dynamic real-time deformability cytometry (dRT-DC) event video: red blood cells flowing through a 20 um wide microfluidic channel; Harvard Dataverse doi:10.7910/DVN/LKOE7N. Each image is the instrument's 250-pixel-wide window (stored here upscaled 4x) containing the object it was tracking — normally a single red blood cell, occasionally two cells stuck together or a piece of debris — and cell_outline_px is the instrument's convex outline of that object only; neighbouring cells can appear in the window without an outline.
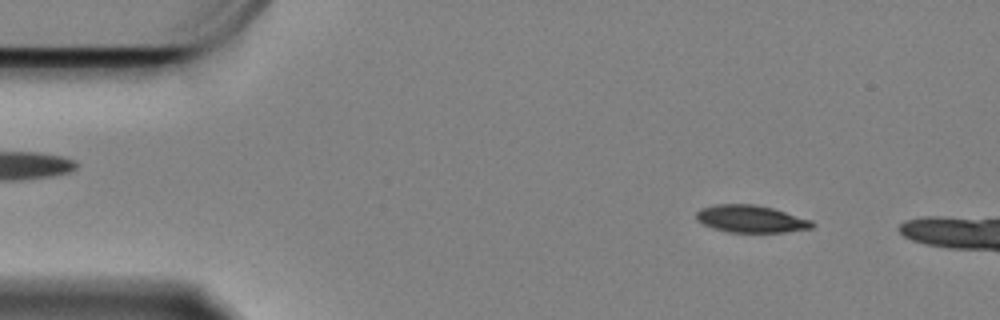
{"species": "Egyptian fruit bat (a non-hibernating species)", "species_latin": "Rousettus aegyptiacus", "temperature_condition": "cold", "stored_images_in_passage": 12, "camera_frame_rate_fps": 3000, "um_per_image_px": 0.085, "animal": {"sex": "female"}, "frame": {"image": 1, "passage_image": 7, "time_ms": 2.0, "image_size_px": [1000, 320], "cell_outline_px": [[816, 224], [812, 228], [784, 232], [728, 232], [712, 228], [696, 220], [696, 212], [700, 208], [716, 204], [756, 204], [772, 208], [812, 220]], "centroid_in_image_um": [63.81, 18.6], "position_along_channel_um": 21.2, "area_um2": 18.5}}